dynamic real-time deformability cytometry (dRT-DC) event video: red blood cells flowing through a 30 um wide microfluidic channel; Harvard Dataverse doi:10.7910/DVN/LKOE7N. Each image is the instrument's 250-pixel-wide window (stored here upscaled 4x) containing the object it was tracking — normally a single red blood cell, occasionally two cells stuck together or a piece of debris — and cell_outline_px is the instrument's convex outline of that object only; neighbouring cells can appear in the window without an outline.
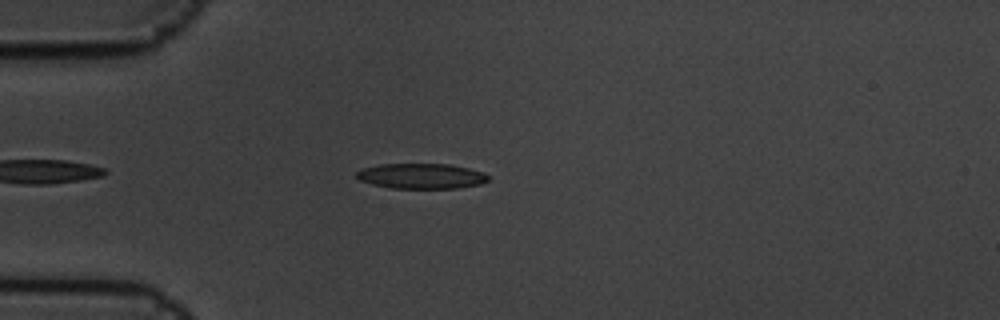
{"species": "common noctule bat (a hibernating species)", "species_latin": "Nyctalus noctula", "temperature_condition": "cold", "stored_images_in_passage": 3, "camera_frame_rate_fps": 3000, "um_per_image_px": 0.085, "animal": {"sex": "male", "body_mass_g": 19.5, "forearm_length_mm": 54.6}, "frame": {"image": 1, "passage_image": 3, "time_ms": 0.667, "image_size_px": [1000, 320], "cell_outline_px": [[488, 180], [480, 184], [456, 188], [392, 188], [372, 184], [360, 180], [356, 176], [356, 172], [364, 168], [380, 164], [452, 164], [484, 172], [488, 176]], "centroid_in_image_um": [35.82, 14.96], "position_along_channel_um": 49.2, "area_um2": 19.31}}